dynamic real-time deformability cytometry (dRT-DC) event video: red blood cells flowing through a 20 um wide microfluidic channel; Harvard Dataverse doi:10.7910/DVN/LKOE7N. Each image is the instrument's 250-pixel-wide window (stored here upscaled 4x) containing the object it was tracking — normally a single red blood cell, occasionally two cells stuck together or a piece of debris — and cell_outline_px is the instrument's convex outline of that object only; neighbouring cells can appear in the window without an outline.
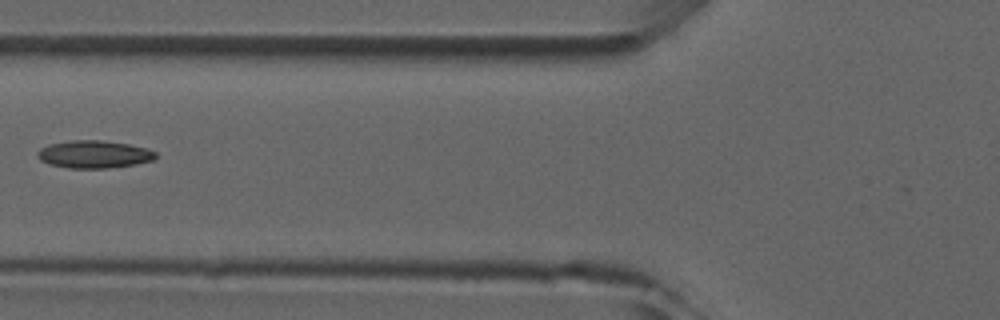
{"species": "common noctule bat (a hibernating species)", "species_latin": "Nyctalus noctula", "temperature_condition": "room temperature", "stored_images_in_passage": 7, "camera_frame_rate_fps": 3000, "um_per_image_px": 0.085, "animal": {"sex": "male", "forearm_length_mm": 52.5}, "frame": {"image": 1, "passage_image": 5, "time_ms": 5.667, "image_size_px": [1000, 320], "cell_outline_px": [[156, 160], [136, 164], [108, 168], [68, 168], [52, 164], [40, 160], [36, 156], [36, 152], [40, 148], [48, 144], [68, 140], [100, 140], [128, 144], [148, 148], [156, 152]], "centroid_in_image_um": [8.0, 13.11], "position_along_channel_um": 117.8, "area_um2": 19.19}}
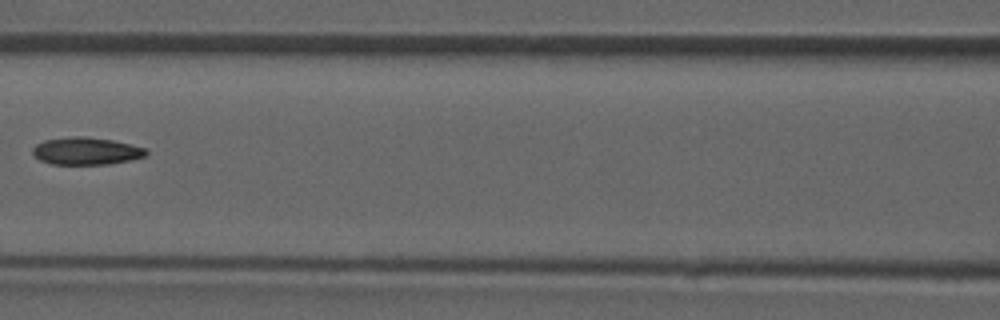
{"frame": {"image": 2, "passage_image": 6, "time_ms": 6.667, "image_size_px": [1000, 320], "cell_outline_px": [[148, 156], [132, 160], [112, 164], [52, 164], [40, 160], [32, 152], [32, 148], [36, 144], [44, 140], [72, 136], [84, 136], [112, 140], [144, 148], [148, 152]], "centroid_in_image_um": [7.34, 12.84], "position_along_channel_um": 159.3, "area_um2": 18.15}}